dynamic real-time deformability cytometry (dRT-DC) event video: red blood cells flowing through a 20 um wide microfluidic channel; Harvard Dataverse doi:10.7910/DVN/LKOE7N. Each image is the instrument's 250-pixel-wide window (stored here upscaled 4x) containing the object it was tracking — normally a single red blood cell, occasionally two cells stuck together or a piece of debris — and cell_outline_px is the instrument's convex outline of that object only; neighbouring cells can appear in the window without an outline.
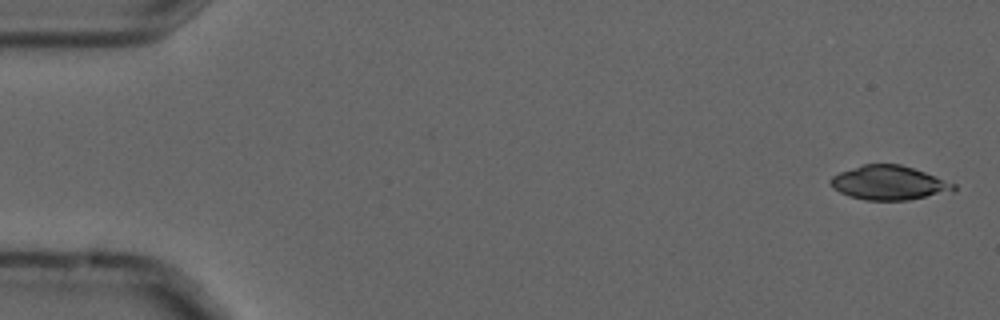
{"species": "common noctule bat (a hibernating species)", "species_latin": "Nyctalus noctula", "temperature_condition": "cold", "stored_images_in_passage": 6, "camera_frame_rate_fps": 3000, "um_per_image_px": 0.085, "animal": {"sex": "male", "forearm_length_mm": 52.5}, "frame": {"image": 1, "passage_image": 1, "time_ms": 0.0, "image_size_px": [1000, 320], "cell_outline_px": [[956, 188], [952, 192], [908, 200], [864, 200], [848, 196], [832, 188], [832, 176], [840, 172], [864, 164], [900, 164], [924, 172], [956, 184]], "centroid_in_image_um": [75.58, 15.55], "position_along_channel_um": 9.4, "area_um2": 24.33}}
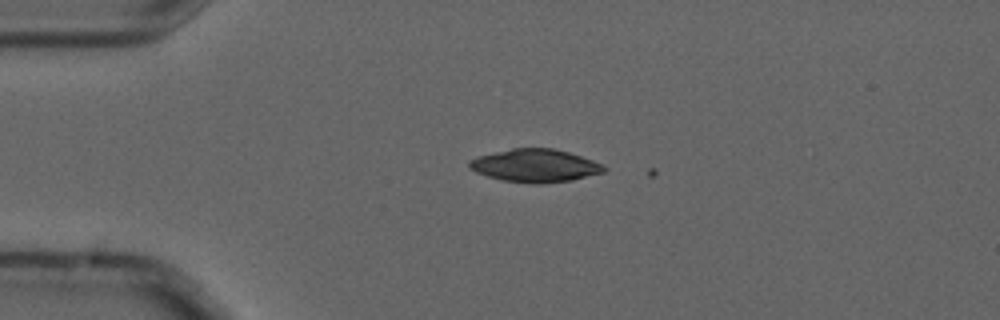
{"frame": {"image": 2, "passage_image": 4, "time_ms": 1.0, "image_size_px": [1000, 320], "cell_outline_px": [[608, 168], [604, 172], [572, 180], [540, 184], [532, 184], [504, 180], [488, 176], [476, 172], [468, 168], [468, 160], [480, 156], [512, 148], [552, 148], [568, 152], [604, 164]], "centroid_in_image_um": [45.5, 14.08], "position_along_channel_um": 39.5, "area_um2": 25.78}}